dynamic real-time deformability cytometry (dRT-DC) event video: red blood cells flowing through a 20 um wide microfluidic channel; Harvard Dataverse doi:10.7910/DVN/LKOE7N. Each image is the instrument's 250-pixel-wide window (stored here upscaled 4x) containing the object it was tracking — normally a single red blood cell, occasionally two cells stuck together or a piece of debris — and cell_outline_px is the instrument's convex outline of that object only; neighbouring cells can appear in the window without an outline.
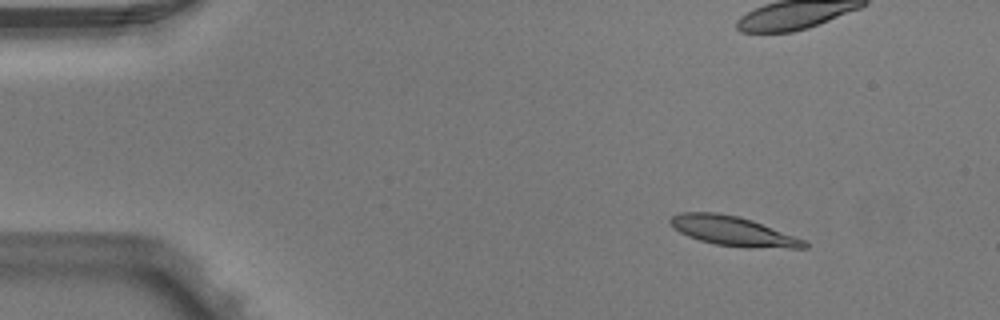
{"species": "Egyptian fruit bat (a non-hibernating species)", "species_latin": "Rousettus aegyptiacus", "temperature_condition": "warm", "stored_images_in_passage": 5, "camera_frame_rate_fps": 3000, "um_per_image_px": 0.085, "animal": {"sex": "male"}, "frame": {"image": 1, "passage_image": 2, "time_ms": 0.333, "image_size_px": [1000, 320], "cell_outline_px": [[808, 248], [744, 248], [716, 244], [700, 240], [688, 236], [672, 228], [668, 220], [672, 216], [680, 212], [716, 212], [736, 216], [752, 220], [804, 240], [808, 244]], "centroid_in_image_um": [62.27, 19.65], "position_along_channel_um": 22.7, "area_um2": 23.0}}
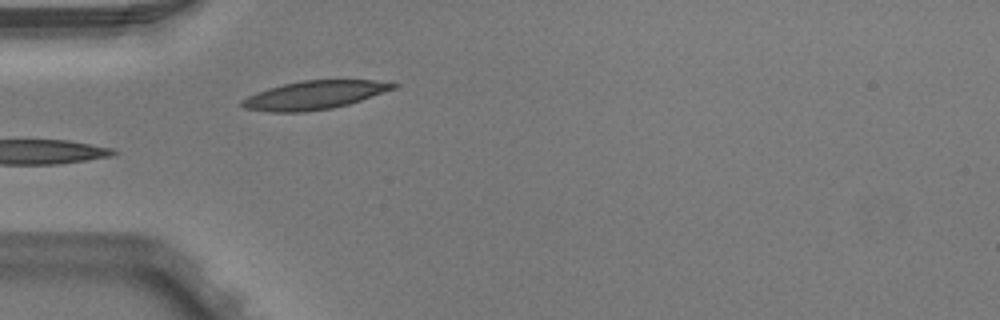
{"frame": {"image": 2, "passage_image": 5, "time_ms": 1.333, "image_size_px": [1000, 320], "cell_outline_px": [[400, 84], [396, 88], [348, 104], [332, 108], [304, 112], [268, 112], [244, 108], [240, 104], [240, 100], [256, 92], [268, 88], [284, 84], [304, 80], [372, 80]], "centroid_in_image_um": [26.68, 8.08], "position_along_channel_um": 58.3, "area_um2": 24.97}}